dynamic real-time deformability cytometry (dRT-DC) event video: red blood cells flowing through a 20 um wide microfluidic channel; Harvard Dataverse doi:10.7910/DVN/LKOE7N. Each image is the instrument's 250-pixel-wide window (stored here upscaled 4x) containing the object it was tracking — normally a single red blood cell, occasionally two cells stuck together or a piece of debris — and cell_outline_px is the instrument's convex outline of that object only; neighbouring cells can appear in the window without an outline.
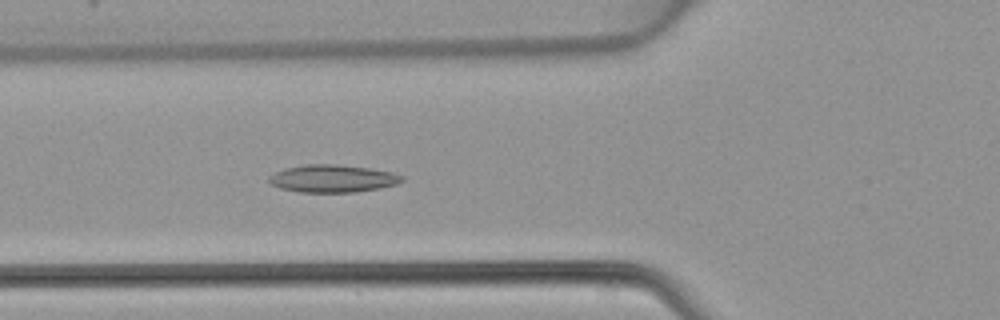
{"species": "common noctule bat (a hibernating species)", "species_latin": "Nyctalus noctula", "temperature_condition": "warm", "stored_images_in_passage": 47, "camera_frame_rate_fps": 3000, "um_per_image_px": 0.085, "animal": {"sex": "female", "body_mass_g": 22.7, "forearm_length_mm": 54.2}, "frame": {"image": 1, "passage_image": 17, "time_ms": 5.333, "image_size_px": [1000, 320], "cell_outline_px": [[404, 180], [396, 184], [380, 188], [352, 192], [300, 192], [280, 188], [272, 184], [268, 180], [268, 176], [284, 168], [304, 164], [336, 164], [368, 168], [392, 172], [404, 176]], "centroid_in_image_um": [28.26, 15.17], "position_along_channel_um": 97.5, "area_um2": 21.33}}
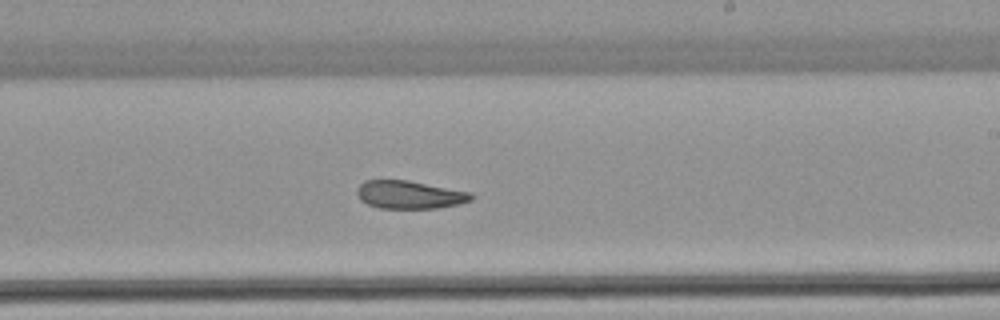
{"frame": {"image": 2, "passage_image": 28, "time_ms": 9.0, "image_size_px": [1000, 320], "cell_outline_px": [[476, 196], [472, 200], [460, 204], [436, 208], [380, 208], [368, 204], [360, 200], [356, 192], [360, 184], [364, 180], [408, 180], [472, 192]], "centroid_in_image_um": [34.85, 16.55], "position_along_channel_um": 254.1, "area_um2": 18.79}}
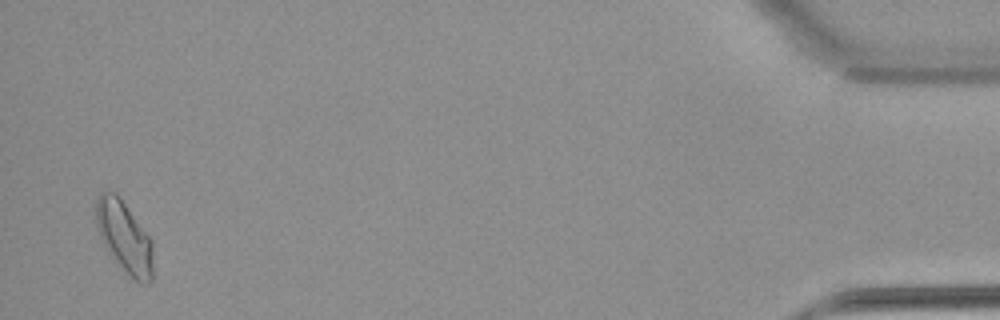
{"frame": {"image": 3, "passage_image": 46, "time_ms": 15.0, "image_size_px": [1000, 320], "cell_outline_px": [[152, 280], [148, 284], [140, 284], [116, 264], [100, 240], [96, 224], [96, 200], [100, 192], [116, 192], [120, 196], [152, 240]], "centroid_in_image_um": [10.56, 20.15], "position_along_channel_um": 424.6, "area_um2": 24.04}}